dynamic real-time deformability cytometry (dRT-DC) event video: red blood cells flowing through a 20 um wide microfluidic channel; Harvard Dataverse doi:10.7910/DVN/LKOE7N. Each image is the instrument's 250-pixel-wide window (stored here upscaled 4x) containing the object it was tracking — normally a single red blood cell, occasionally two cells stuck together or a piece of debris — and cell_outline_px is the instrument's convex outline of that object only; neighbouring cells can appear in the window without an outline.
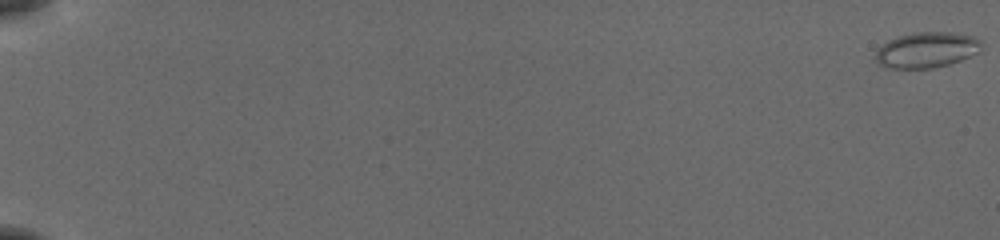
{"species": "common noctule bat (a hibernating species)", "species_latin": "Nyctalus noctula", "temperature_condition": "cold", "stored_images_in_passage": 56, "camera_frame_rate_fps": 3000, "um_per_image_px": 0.085, "animal": {"sex": "female", "body_mass_g": 19.5, "forearm_length_mm": 54.1}, "frame": {"image": 1, "passage_image": 1, "time_ms": 0.0, "image_size_px": [1000, 240], "cell_outline_px": [[984, 44], [980, 52], [960, 60], [948, 64], [932, 68], [884, 68], [876, 60], [876, 52], [888, 40], [900, 36], [916, 32], [952, 32], [972, 36], [980, 40]], "centroid_in_image_um": [78.81, 4.24], "position_along_channel_um": 6.2, "area_um2": 21.91}}
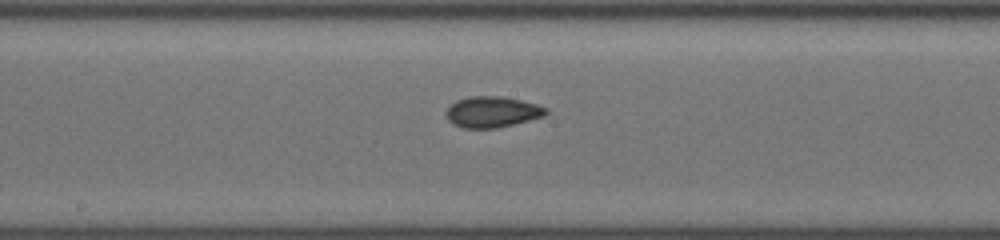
{"frame": {"image": 2, "passage_image": 33, "time_ms": 10.667, "image_size_px": [1000, 240], "cell_outline_px": [[548, 112], [544, 116], [496, 128], [464, 128], [448, 120], [444, 112], [456, 100], [468, 96], [500, 96], [520, 100], [536, 104], [548, 108]], "centroid_in_image_um": [41.82, 9.5], "position_along_channel_um": 206.4, "area_um2": 17.86}}
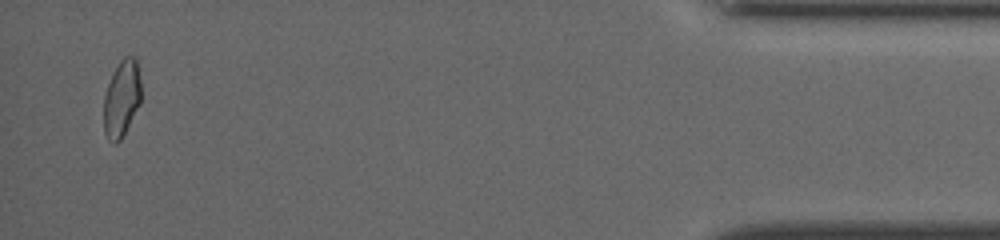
{"frame": {"image": 3, "passage_image": 55, "time_ms": 18.0, "image_size_px": [1000, 240], "cell_outline_px": [[140, 104], [120, 140], [116, 144], [112, 144], [108, 140], [104, 132], [104, 96], [112, 72], [120, 60], [124, 56], [136, 56], [140, 80]], "centroid_in_image_um": [10.33, 8.36], "position_along_channel_um": 424.9, "area_um2": 16.76}, "authors_computed_cell_mechanics": {"area_um2": 17.9469, "velocity_mm_per_s": 3.8949, "shape_relaxation_time_tau1_ms": 7.2043, "shape_relaxation_time_tau2_ms": 2.2149, "deformation_change_tau1": 0.1244, "deformation_change_tau2": 0.0481}}